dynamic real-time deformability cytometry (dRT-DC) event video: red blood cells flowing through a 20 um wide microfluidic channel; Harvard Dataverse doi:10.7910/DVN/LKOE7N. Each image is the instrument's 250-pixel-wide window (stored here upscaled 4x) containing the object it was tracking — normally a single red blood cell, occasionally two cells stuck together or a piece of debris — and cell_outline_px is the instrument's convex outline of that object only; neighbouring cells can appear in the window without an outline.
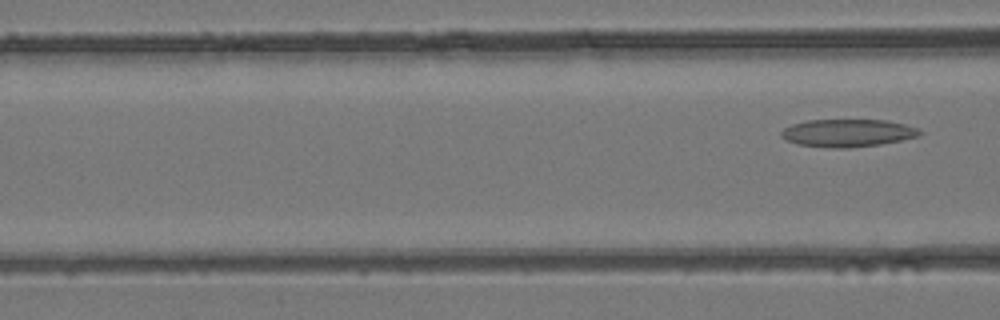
{"species": "common noctule bat (a hibernating species)", "species_latin": "Nyctalus noctula", "temperature_condition": "room temperature", "stored_images_in_passage": 6, "camera_frame_rate_fps": 3000, "um_per_image_px": 0.085, "animal": {"sex": "female", "body_mass_g": 24.6, "forearm_length_mm": 56.2}, "frame": {"image": 1, "passage_image": 6, "time_ms": 1.667, "image_size_px": [1000, 320], "cell_outline_px": [[924, 132], [920, 136], [880, 144], [848, 148], [832, 148], [796, 144], [784, 140], [780, 136], [780, 132], [784, 128], [792, 124], [808, 120], [888, 120], [904, 124], [916, 128]], "centroid_in_image_um": [72.02, 11.3], "position_along_channel_um": 94.6, "area_um2": 22.43}}